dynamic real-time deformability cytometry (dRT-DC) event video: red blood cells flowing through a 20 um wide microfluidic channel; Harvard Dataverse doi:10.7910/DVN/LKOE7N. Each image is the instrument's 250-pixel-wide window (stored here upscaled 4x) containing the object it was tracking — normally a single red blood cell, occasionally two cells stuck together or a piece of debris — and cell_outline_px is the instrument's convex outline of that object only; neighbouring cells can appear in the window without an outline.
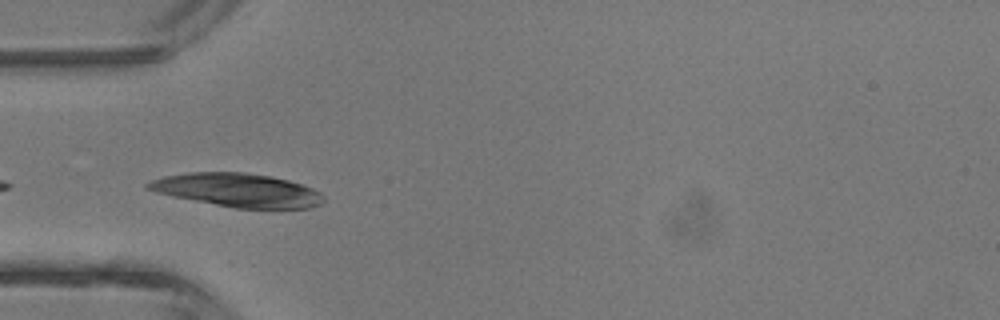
{"species": "common noctule bat (a hibernating species)", "species_latin": "Nyctalus noctula", "temperature_condition": "room temperature", "stored_images_in_passage": 5, "camera_frame_rate_fps": 3000, "um_per_image_px": 0.085, "animal": {"sex": "male", "body_mass_g": 13.3}, "frame": {"image": 1, "passage_image": 4, "time_ms": 3.333, "image_size_px": [1000, 320], "cell_outline_px": [[324, 200], [320, 204], [312, 208], [236, 208], [172, 196], [156, 192], [144, 188], [144, 184], [152, 180], [164, 176], [188, 172], [244, 172], [268, 176], [288, 180], [312, 188], [320, 192], [324, 196]], "centroid_in_image_um": [20.18, 16.16], "position_along_channel_um": 64.8, "area_um2": 34.16}}
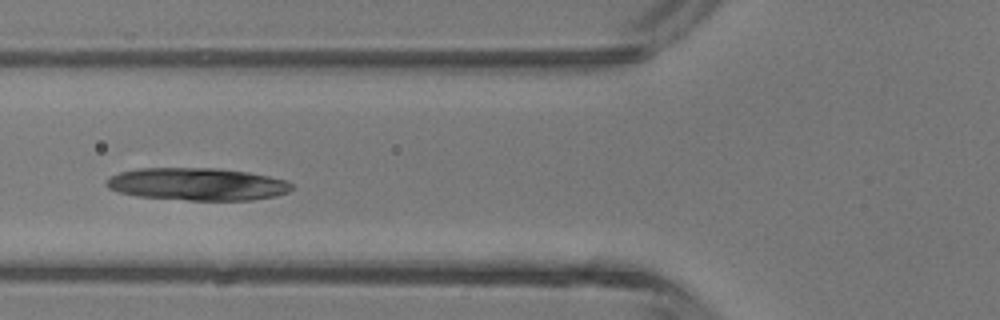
{"frame": {"image": 2, "passage_image": 5, "time_ms": 4.333, "image_size_px": [1000, 320], "cell_outline_px": [[292, 188], [288, 192], [276, 196], [252, 200], [188, 200], [136, 196], [120, 192], [108, 188], [104, 184], [108, 176], [120, 172], [136, 168], [220, 168], [248, 172], [288, 180], [292, 184]], "centroid_in_image_um": [16.75, 15.64], "position_along_channel_um": 109.0, "area_um2": 35.37}}